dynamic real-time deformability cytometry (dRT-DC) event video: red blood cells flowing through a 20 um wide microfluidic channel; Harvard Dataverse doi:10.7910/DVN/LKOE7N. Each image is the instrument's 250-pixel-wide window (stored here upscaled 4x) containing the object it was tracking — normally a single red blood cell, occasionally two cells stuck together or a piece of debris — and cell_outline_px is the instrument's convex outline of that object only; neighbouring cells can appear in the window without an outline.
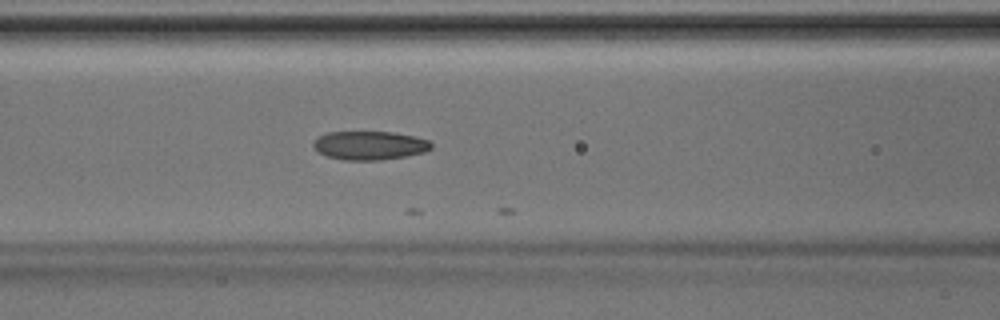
{"species": "Egyptian fruit bat (a non-hibernating species)", "species_latin": "Rousettus aegyptiacus", "temperature_condition": "room temperature", "stored_images_in_passage": 12, "camera_frame_rate_fps": 3000, "um_per_image_px": 0.085, "animal": {"sex": "male"}, "frame": {"image": 1, "passage_image": 10, "time_ms": 3.0, "image_size_px": [1000, 320], "cell_outline_px": [[432, 148], [424, 152], [408, 156], [380, 160], [340, 160], [328, 156], [320, 152], [312, 144], [316, 136], [328, 132], [392, 132], [416, 136], [428, 140], [432, 144]], "centroid_in_image_um": [31.43, 12.36], "position_along_channel_um": 135.2, "area_um2": 19.83}}